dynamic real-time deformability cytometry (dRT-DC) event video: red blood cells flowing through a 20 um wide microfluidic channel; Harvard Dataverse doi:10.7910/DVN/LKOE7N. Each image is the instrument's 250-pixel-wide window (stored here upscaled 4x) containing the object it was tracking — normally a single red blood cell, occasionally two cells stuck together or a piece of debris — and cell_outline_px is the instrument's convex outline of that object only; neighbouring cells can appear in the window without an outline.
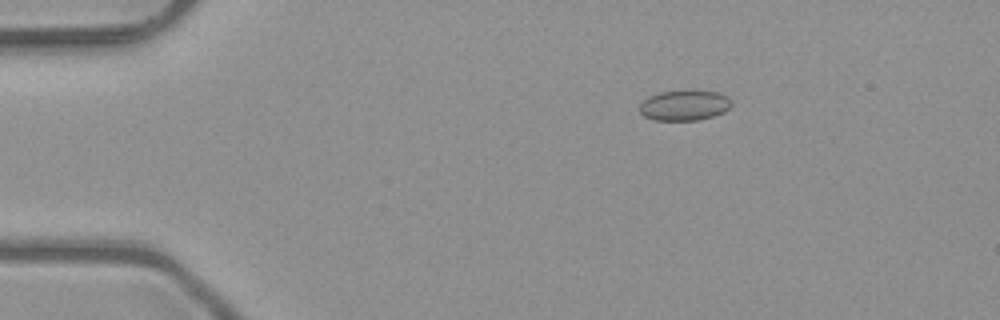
{"species": "common noctule bat (a hibernating species)", "species_latin": "Nyctalus noctula", "temperature_condition": "room temperature", "stored_images_in_passage": 4, "camera_frame_rate_fps": 3000, "um_per_image_px": 0.085, "animal": {"sex": "male", "body_mass_g": 23.1, "forearm_length_mm": 52.7}, "frame": {"image": 1, "passage_image": 1, "time_ms": 0.0, "image_size_px": [1000, 320], "cell_outline_px": [[732, 104], [724, 112], [712, 116], [696, 120], [652, 120], [644, 116], [640, 112], [640, 104], [648, 96], [660, 92], [720, 92], [728, 96], [732, 100]], "centroid_in_image_um": [58.17, 8.97], "position_along_channel_um": 26.8, "area_um2": 15.95}}